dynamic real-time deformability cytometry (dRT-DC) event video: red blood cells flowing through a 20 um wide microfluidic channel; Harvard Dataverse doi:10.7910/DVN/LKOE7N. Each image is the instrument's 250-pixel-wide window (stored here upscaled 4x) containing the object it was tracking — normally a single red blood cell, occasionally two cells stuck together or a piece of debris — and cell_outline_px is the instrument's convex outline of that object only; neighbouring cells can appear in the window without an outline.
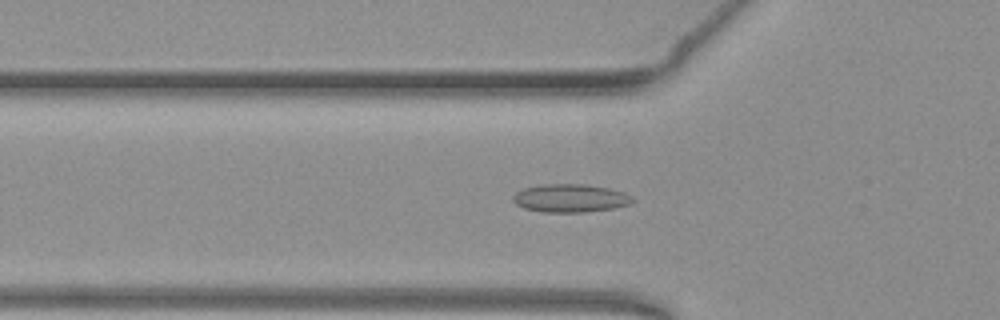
{"species": "common noctule bat (a hibernating species)", "species_latin": "Nyctalus noctula", "temperature_condition": "warm", "stored_images_in_passage": 52, "camera_frame_rate_fps": 3000, "um_per_image_px": 0.085, "animal": {"sex": "female", "body_mass_g": 19.3, "forearm_length_mm": 54.1}, "frame": {"image": 1, "passage_image": 17, "time_ms": 5.333, "image_size_px": [1000, 320], "cell_outline_px": [[636, 200], [632, 204], [616, 208], [584, 212], [544, 212], [524, 208], [516, 204], [512, 200], [512, 196], [516, 192], [524, 188], [540, 184], [588, 184], [608, 188], [624, 192], [632, 196]], "centroid_in_image_um": [48.51, 16.84], "position_along_channel_um": 77.3, "area_um2": 19.88}}
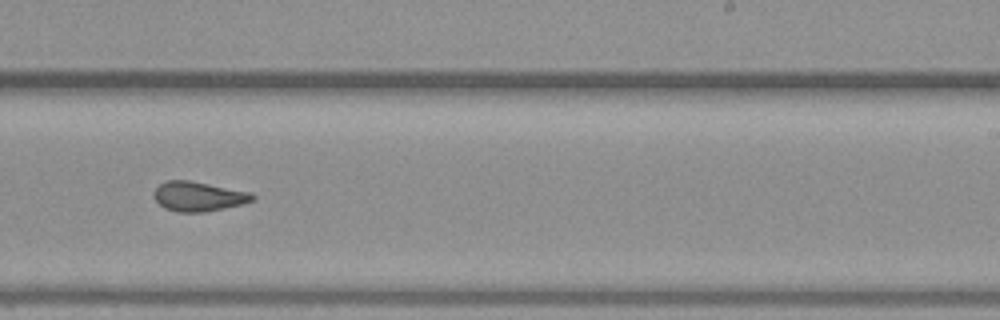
{"frame": {"image": 2, "passage_image": 32, "time_ms": 10.333, "image_size_px": [1000, 320], "cell_outline_px": [[256, 200], [244, 204], [204, 212], [176, 212], [164, 208], [152, 196], [152, 192], [160, 184], [168, 180], [188, 180], [252, 192], [256, 196]], "centroid_in_image_um": [16.89, 16.7], "position_along_channel_um": 272.1, "area_um2": 17.22}}
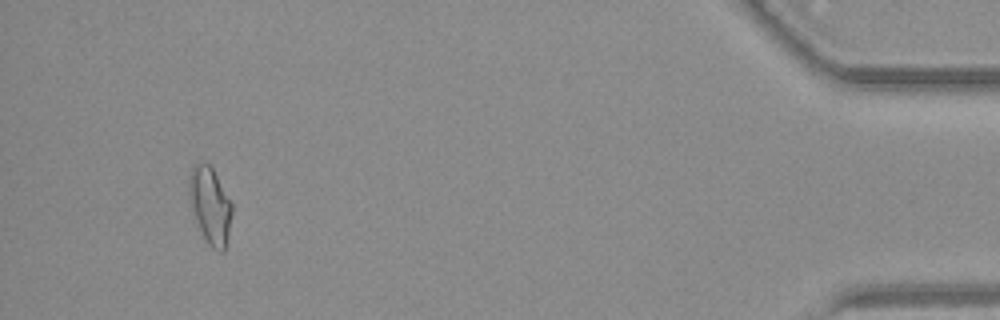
{"frame": {"image": 3, "passage_image": 49, "time_ms": 16.0, "image_size_px": [1000, 320], "cell_outline_px": [[232, 212], [228, 240], [224, 252], [220, 252], [212, 248], [208, 244], [192, 212], [188, 200], [188, 180], [192, 168], [200, 160], [208, 164], [212, 168], [232, 204]], "centroid_in_image_um": [17.85, 17.47], "position_along_channel_um": 417.4, "area_um2": 19.25}, "authors_computed_cell_mechanics": {"area_um2": 17.8313, "velocity_mm_per_s": 3.8769, "shape_relaxation_time_tau1_ms": null, "shape_relaxation_time_tau2_ms": 2.5176, "deformation_change_tau1": null, "deformation_change_tau2": 0.082}}